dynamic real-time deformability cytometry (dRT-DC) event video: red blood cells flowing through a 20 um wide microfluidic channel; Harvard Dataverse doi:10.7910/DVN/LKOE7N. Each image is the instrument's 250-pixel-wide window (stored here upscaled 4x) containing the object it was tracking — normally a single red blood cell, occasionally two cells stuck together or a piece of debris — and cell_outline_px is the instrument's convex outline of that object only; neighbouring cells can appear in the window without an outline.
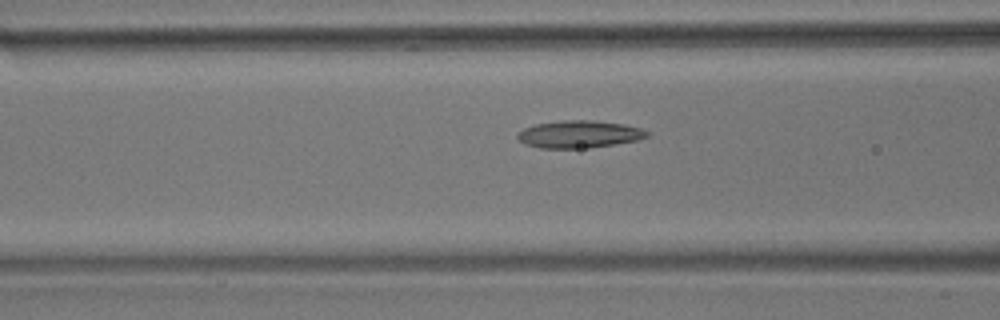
{"species": "common noctule bat (a hibernating species)", "species_latin": "Nyctalus noctula", "temperature_condition": "room temperature", "stored_images_in_passage": 56, "camera_frame_rate_fps": 3000, "um_per_image_px": 0.085, "animal": {"sex": "male", "body_mass_g": 17.9}, "frame": {"image": 1, "passage_image": 22, "time_ms": 7.0, "image_size_px": [1000, 320], "cell_outline_px": [[652, 132], [648, 136], [636, 140], [616, 144], [588, 148], [540, 148], [524, 144], [516, 136], [516, 132], [524, 128], [536, 124], [560, 120], [592, 120], [624, 124], [640, 128]], "centroid_in_image_um": [49.22, 11.41], "position_along_channel_um": 117.4, "area_um2": 20.81}}
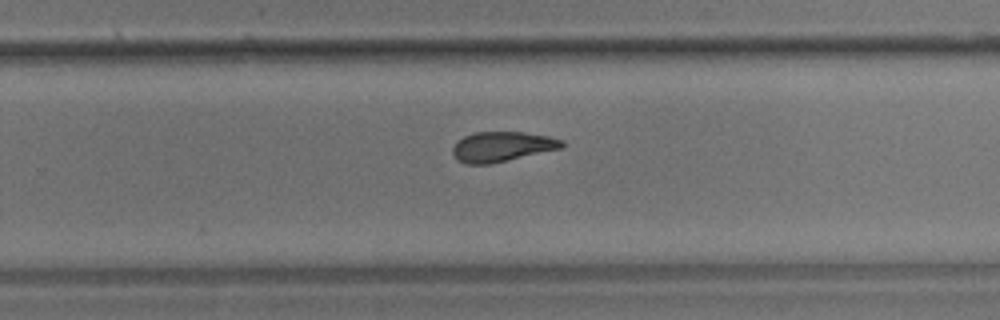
{"frame": {"image": 2, "passage_image": 36, "time_ms": 11.667, "image_size_px": [1000, 320], "cell_outline_px": [[564, 148], [488, 164], [464, 164], [456, 160], [452, 152], [452, 148], [456, 140], [464, 136], [476, 132], [524, 132], [548, 136], [564, 140]], "centroid_in_image_um": [42.65, 12.46], "position_along_channel_um": 287.1, "area_um2": 19.25}}
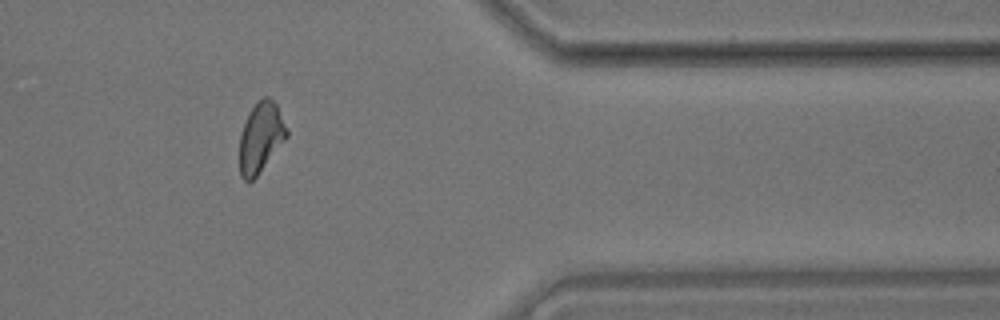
{"frame": {"image": 3, "passage_image": 46, "time_ms": 15.0, "image_size_px": [1000, 320], "cell_outline_px": [[288, 136], [256, 176], [252, 180], [244, 180], [240, 176], [240, 132], [248, 112], [264, 96], [268, 96], [276, 104], [288, 128]], "centroid_in_image_um": [22.16, 11.66], "position_along_channel_um": 389.2, "area_um2": 19.07}, "authors_computed_cell_mechanics": {"area_um2": 19.941, "velocity_mm_per_s": 3.6425, "shape_relaxation_time_tau1_ms": 5.515, "shape_relaxation_time_tau2_ms": 3.5023, "deformation_change_tau1": 0.1712, "deformation_change_tau2": 0.122}}